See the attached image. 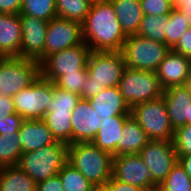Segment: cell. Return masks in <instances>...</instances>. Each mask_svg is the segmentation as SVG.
<instances>
[{"instance_id":"cell-1","label":"cell","mask_w":191,"mask_h":191,"mask_svg":"<svg viewBox=\"0 0 191 191\" xmlns=\"http://www.w3.org/2000/svg\"><path fill=\"white\" fill-rule=\"evenodd\" d=\"M82 28L91 51H121L127 38L109 0L93 1Z\"/></svg>"},{"instance_id":"cell-2","label":"cell","mask_w":191,"mask_h":191,"mask_svg":"<svg viewBox=\"0 0 191 191\" xmlns=\"http://www.w3.org/2000/svg\"><path fill=\"white\" fill-rule=\"evenodd\" d=\"M113 156L93 142L69 144L68 163L93 185H104L112 176Z\"/></svg>"},{"instance_id":"cell-3","label":"cell","mask_w":191,"mask_h":191,"mask_svg":"<svg viewBox=\"0 0 191 191\" xmlns=\"http://www.w3.org/2000/svg\"><path fill=\"white\" fill-rule=\"evenodd\" d=\"M69 144L57 141L41 149L23 153L18 166L36 183L53 177L68 162Z\"/></svg>"},{"instance_id":"cell-4","label":"cell","mask_w":191,"mask_h":191,"mask_svg":"<svg viewBox=\"0 0 191 191\" xmlns=\"http://www.w3.org/2000/svg\"><path fill=\"white\" fill-rule=\"evenodd\" d=\"M41 75L40 63L19 56L0 57V95L12 97Z\"/></svg>"},{"instance_id":"cell-5","label":"cell","mask_w":191,"mask_h":191,"mask_svg":"<svg viewBox=\"0 0 191 191\" xmlns=\"http://www.w3.org/2000/svg\"><path fill=\"white\" fill-rule=\"evenodd\" d=\"M170 50L163 43L135 34L127 36L121 53L127 68L155 72Z\"/></svg>"},{"instance_id":"cell-6","label":"cell","mask_w":191,"mask_h":191,"mask_svg":"<svg viewBox=\"0 0 191 191\" xmlns=\"http://www.w3.org/2000/svg\"><path fill=\"white\" fill-rule=\"evenodd\" d=\"M118 89L130 108L161 97L164 93L156 72L125 68Z\"/></svg>"},{"instance_id":"cell-7","label":"cell","mask_w":191,"mask_h":191,"mask_svg":"<svg viewBox=\"0 0 191 191\" xmlns=\"http://www.w3.org/2000/svg\"><path fill=\"white\" fill-rule=\"evenodd\" d=\"M130 114L146 132L150 140L173 141L174 129L163 96L136 104L131 108Z\"/></svg>"},{"instance_id":"cell-8","label":"cell","mask_w":191,"mask_h":191,"mask_svg":"<svg viewBox=\"0 0 191 191\" xmlns=\"http://www.w3.org/2000/svg\"><path fill=\"white\" fill-rule=\"evenodd\" d=\"M54 83L41 75L36 81L12 96L16 113L24 120L42 119L53 102Z\"/></svg>"},{"instance_id":"cell-9","label":"cell","mask_w":191,"mask_h":191,"mask_svg":"<svg viewBox=\"0 0 191 191\" xmlns=\"http://www.w3.org/2000/svg\"><path fill=\"white\" fill-rule=\"evenodd\" d=\"M91 50L85 42L74 47L55 52L47 56L40 63L41 76L55 82L65 73H78V70L87 68V61Z\"/></svg>"},{"instance_id":"cell-10","label":"cell","mask_w":191,"mask_h":191,"mask_svg":"<svg viewBox=\"0 0 191 191\" xmlns=\"http://www.w3.org/2000/svg\"><path fill=\"white\" fill-rule=\"evenodd\" d=\"M126 68L121 51H91L88 61V75L100 87H118Z\"/></svg>"},{"instance_id":"cell-11","label":"cell","mask_w":191,"mask_h":191,"mask_svg":"<svg viewBox=\"0 0 191 191\" xmlns=\"http://www.w3.org/2000/svg\"><path fill=\"white\" fill-rule=\"evenodd\" d=\"M139 155L144 164L149 167L154 185H160L178 163L173 141L150 140Z\"/></svg>"},{"instance_id":"cell-12","label":"cell","mask_w":191,"mask_h":191,"mask_svg":"<svg viewBox=\"0 0 191 191\" xmlns=\"http://www.w3.org/2000/svg\"><path fill=\"white\" fill-rule=\"evenodd\" d=\"M84 42L82 23L54 18L48 22L44 45V59L55 52L74 47Z\"/></svg>"},{"instance_id":"cell-13","label":"cell","mask_w":191,"mask_h":191,"mask_svg":"<svg viewBox=\"0 0 191 191\" xmlns=\"http://www.w3.org/2000/svg\"><path fill=\"white\" fill-rule=\"evenodd\" d=\"M112 177L142 189L154 186L150 169L139 154L113 156Z\"/></svg>"},{"instance_id":"cell-14","label":"cell","mask_w":191,"mask_h":191,"mask_svg":"<svg viewBox=\"0 0 191 191\" xmlns=\"http://www.w3.org/2000/svg\"><path fill=\"white\" fill-rule=\"evenodd\" d=\"M22 42L20 57L41 63L44 60V45L48 21L33 16H20Z\"/></svg>"},{"instance_id":"cell-15","label":"cell","mask_w":191,"mask_h":191,"mask_svg":"<svg viewBox=\"0 0 191 191\" xmlns=\"http://www.w3.org/2000/svg\"><path fill=\"white\" fill-rule=\"evenodd\" d=\"M102 124V119L87 99L80 98L71 112L72 144L92 142Z\"/></svg>"},{"instance_id":"cell-16","label":"cell","mask_w":191,"mask_h":191,"mask_svg":"<svg viewBox=\"0 0 191 191\" xmlns=\"http://www.w3.org/2000/svg\"><path fill=\"white\" fill-rule=\"evenodd\" d=\"M167 113L174 130L191 122V93L185 85L166 88L163 93Z\"/></svg>"},{"instance_id":"cell-17","label":"cell","mask_w":191,"mask_h":191,"mask_svg":"<svg viewBox=\"0 0 191 191\" xmlns=\"http://www.w3.org/2000/svg\"><path fill=\"white\" fill-rule=\"evenodd\" d=\"M190 67V58L171 49L155 72L162 88L165 90L172 86L185 85L189 76Z\"/></svg>"},{"instance_id":"cell-18","label":"cell","mask_w":191,"mask_h":191,"mask_svg":"<svg viewBox=\"0 0 191 191\" xmlns=\"http://www.w3.org/2000/svg\"><path fill=\"white\" fill-rule=\"evenodd\" d=\"M18 135L22 154L57 142L42 119L23 120Z\"/></svg>"},{"instance_id":"cell-19","label":"cell","mask_w":191,"mask_h":191,"mask_svg":"<svg viewBox=\"0 0 191 191\" xmlns=\"http://www.w3.org/2000/svg\"><path fill=\"white\" fill-rule=\"evenodd\" d=\"M22 42L20 14H0V56H19Z\"/></svg>"},{"instance_id":"cell-20","label":"cell","mask_w":191,"mask_h":191,"mask_svg":"<svg viewBox=\"0 0 191 191\" xmlns=\"http://www.w3.org/2000/svg\"><path fill=\"white\" fill-rule=\"evenodd\" d=\"M89 102L102 120L116 115L130 114L131 110L118 87L104 88L96 96L89 99Z\"/></svg>"},{"instance_id":"cell-21","label":"cell","mask_w":191,"mask_h":191,"mask_svg":"<svg viewBox=\"0 0 191 191\" xmlns=\"http://www.w3.org/2000/svg\"><path fill=\"white\" fill-rule=\"evenodd\" d=\"M130 116L131 114H122L102 120L101 127L92 142L101 150L117 156V146L123 134L122 130Z\"/></svg>"},{"instance_id":"cell-22","label":"cell","mask_w":191,"mask_h":191,"mask_svg":"<svg viewBox=\"0 0 191 191\" xmlns=\"http://www.w3.org/2000/svg\"><path fill=\"white\" fill-rule=\"evenodd\" d=\"M126 36L137 34L144 13L140 0H109Z\"/></svg>"},{"instance_id":"cell-23","label":"cell","mask_w":191,"mask_h":191,"mask_svg":"<svg viewBox=\"0 0 191 191\" xmlns=\"http://www.w3.org/2000/svg\"><path fill=\"white\" fill-rule=\"evenodd\" d=\"M122 137L117 146V156L139 154L150 141L138 122L130 116L124 124Z\"/></svg>"},{"instance_id":"cell-24","label":"cell","mask_w":191,"mask_h":191,"mask_svg":"<svg viewBox=\"0 0 191 191\" xmlns=\"http://www.w3.org/2000/svg\"><path fill=\"white\" fill-rule=\"evenodd\" d=\"M37 183L18 165L0 168V191H36Z\"/></svg>"},{"instance_id":"cell-25","label":"cell","mask_w":191,"mask_h":191,"mask_svg":"<svg viewBox=\"0 0 191 191\" xmlns=\"http://www.w3.org/2000/svg\"><path fill=\"white\" fill-rule=\"evenodd\" d=\"M71 112L47 111L42 118L56 141L72 144Z\"/></svg>"},{"instance_id":"cell-26","label":"cell","mask_w":191,"mask_h":191,"mask_svg":"<svg viewBox=\"0 0 191 191\" xmlns=\"http://www.w3.org/2000/svg\"><path fill=\"white\" fill-rule=\"evenodd\" d=\"M94 0H56L57 17L83 23Z\"/></svg>"},{"instance_id":"cell-27","label":"cell","mask_w":191,"mask_h":191,"mask_svg":"<svg viewBox=\"0 0 191 191\" xmlns=\"http://www.w3.org/2000/svg\"><path fill=\"white\" fill-rule=\"evenodd\" d=\"M169 15H144L137 32L138 35L165 44Z\"/></svg>"},{"instance_id":"cell-28","label":"cell","mask_w":191,"mask_h":191,"mask_svg":"<svg viewBox=\"0 0 191 191\" xmlns=\"http://www.w3.org/2000/svg\"><path fill=\"white\" fill-rule=\"evenodd\" d=\"M18 132L0 134V168L17 165L22 155Z\"/></svg>"},{"instance_id":"cell-29","label":"cell","mask_w":191,"mask_h":191,"mask_svg":"<svg viewBox=\"0 0 191 191\" xmlns=\"http://www.w3.org/2000/svg\"><path fill=\"white\" fill-rule=\"evenodd\" d=\"M20 16L50 21L57 17L56 0H23Z\"/></svg>"},{"instance_id":"cell-30","label":"cell","mask_w":191,"mask_h":191,"mask_svg":"<svg viewBox=\"0 0 191 191\" xmlns=\"http://www.w3.org/2000/svg\"><path fill=\"white\" fill-rule=\"evenodd\" d=\"M58 175L64 191H91L93 187V184L68 162L62 167Z\"/></svg>"},{"instance_id":"cell-31","label":"cell","mask_w":191,"mask_h":191,"mask_svg":"<svg viewBox=\"0 0 191 191\" xmlns=\"http://www.w3.org/2000/svg\"><path fill=\"white\" fill-rule=\"evenodd\" d=\"M161 191H191V178L179 162L160 184Z\"/></svg>"},{"instance_id":"cell-32","label":"cell","mask_w":191,"mask_h":191,"mask_svg":"<svg viewBox=\"0 0 191 191\" xmlns=\"http://www.w3.org/2000/svg\"><path fill=\"white\" fill-rule=\"evenodd\" d=\"M190 28L184 16L177 9H173L168 17L165 45L172 49L184 32Z\"/></svg>"},{"instance_id":"cell-33","label":"cell","mask_w":191,"mask_h":191,"mask_svg":"<svg viewBox=\"0 0 191 191\" xmlns=\"http://www.w3.org/2000/svg\"><path fill=\"white\" fill-rule=\"evenodd\" d=\"M80 98L78 94L63 90L54 84L53 102L48 104V111H72Z\"/></svg>"},{"instance_id":"cell-34","label":"cell","mask_w":191,"mask_h":191,"mask_svg":"<svg viewBox=\"0 0 191 191\" xmlns=\"http://www.w3.org/2000/svg\"><path fill=\"white\" fill-rule=\"evenodd\" d=\"M87 79L88 70L87 68H82L81 70H78V73H65L60 76L54 84L63 90L73 92L81 96L83 85Z\"/></svg>"},{"instance_id":"cell-35","label":"cell","mask_w":191,"mask_h":191,"mask_svg":"<svg viewBox=\"0 0 191 191\" xmlns=\"http://www.w3.org/2000/svg\"><path fill=\"white\" fill-rule=\"evenodd\" d=\"M173 144L177 155L191 154V125L174 130Z\"/></svg>"},{"instance_id":"cell-36","label":"cell","mask_w":191,"mask_h":191,"mask_svg":"<svg viewBox=\"0 0 191 191\" xmlns=\"http://www.w3.org/2000/svg\"><path fill=\"white\" fill-rule=\"evenodd\" d=\"M144 15H169L172 10L171 0H140Z\"/></svg>"},{"instance_id":"cell-37","label":"cell","mask_w":191,"mask_h":191,"mask_svg":"<svg viewBox=\"0 0 191 191\" xmlns=\"http://www.w3.org/2000/svg\"><path fill=\"white\" fill-rule=\"evenodd\" d=\"M23 120L18 113L0 118V134L18 132Z\"/></svg>"},{"instance_id":"cell-38","label":"cell","mask_w":191,"mask_h":191,"mask_svg":"<svg viewBox=\"0 0 191 191\" xmlns=\"http://www.w3.org/2000/svg\"><path fill=\"white\" fill-rule=\"evenodd\" d=\"M172 50L191 59V27L179 38Z\"/></svg>"},{"instance_id":"cell-39","label":"cell","mask_w":191,"mask_h":191,"mask_svg":"<svg viewBox=\"0 0 191 191\" xmlns=\"http://www.w3.org/2000/svg\"><path fill=\"white\" fill-rule=\"evenodd\" d=\"M36 191H64L60 176L57 174L37 183Z\"/></svg>"},{"instance_id":"cell-40","label":"cell","mask_w":191,"mask_h":191,"mask_svg":"<svg viewBox=\"0 0 191 191\" xmlns=\"http://www.w3.org/2000/svg\"><path fill=\"white\" fill-rule=\"evenodd\" d=\"M105 87H100L98 84L92 81V78L88 75V79L85 81L83 85V89L81 92L82 99H91L100 93Z\"/></svg>"},{"instance_id":"cell-41","label":"cell","mask_w":191,"mask_h":191,"mask_svg":"<svg viewBox=\"0 0 191 191\" xmlns=\"http://www.w3.org/2000/svg\"><path fill=\"white\" fill-rule=\"evenodd\" d=\"M23 0H0V14H20Z\"/></svg>"},{"instance_id":"cell-42","label":"cell","mask_w":191,"mask_h":191,"mask_svg":"<svg viewBox=\"0 0 191 191\" xmlns=\"http://www.w3.org/2000/svg\"><path fill=\"white\" fill-rule=\"evenodd\" d=\"M15 113L16 110L12 97H4L0 95V118H7L9 115Z\"/></svg>"},{"instance_id":"cell-43","label":"cell","mask_w":191,"mask_h":191,"mask_svg":"<svg viewBox=\"0 0 191 191\" xmlns=\"http://www.w3.org/2000/svg\"><path fill=\"white\" fill-rule=\"evenodd\" d=\"M106 185L110 188V191H141L142 189L131 184L120 182L114 179L112 176Z\"/></svg>"},{"instance_id":"cell-44","label":"cell","mask_w":191,"mask_h":191,"mask_svg":"<svg viewBox=\"0 0 191 191\" xmlns=\"http://www.w3.org/2000/svg\"><path fill=\"white\" fill-rule=\"evenodd\" d=\"M178 10L181 12L185 18V21H187L191 27V0L182 1V6Z\"/></svg>"},{"instance_id":"cell-45","label":"cell","mask_w":191,"mask_h":191,"mask_svg":"<svg viewBox=\"0 0 191 191\" xmlns=\"http://www.w3.org/2000/svg\"><path fill=\"white\" fill-rule=\"evenodd\" d=\"M178 162L191 178V154L178 155Z\"/></svg>"},{"instance_id":"cell-46","label":"cell","mask_w":191,"mask_h":191,"mask_svg":"<svg viewBox=\"0 0 191 191\" xmlns=\"http://www.w3.org/2000/svg\"><path fill=\"white\" fill-rule=\"evenodd\" d=\"M91 191H110V188L104 184V185H93Z\"/></svg>"},{"instance_id":"cell-47","label":"cell","mask_w":191,"mask_h":191,"mask_svg":"<svg viewBox=\"0 0 191 191\" xmlns=\"http://www.w3.org/2000/svg\"><path fill=\"white\" fill-rule=\"evenodd\" d=\"M182 1H190V0H171L173 9L178 10L182 6Z\"/></svg>"},{"instance_id":"cell-48","label":"cell","mask_w":191,"mask_h":191,"mask_svg":"<svg viewBox=\"0 0 191 191\" xmlns=\"http://www.w3.org/2000/svg\"><path fill=\"white\" fill-rule=\"evenodd\" d=\"M141 191H161V187H160V185H154L149 188H143V189H141Z\"/></svg>"},{"instance_id":"cell-49","label":"cell","mask_w":191,"mask_h":191,"mask_svg":"<svg viewBox=\"0 0 191 191\" xmlns=\"http://www.w3.org/2000/svg\"><path fill=\"white\" fill-rule=\"evenodd\" d=\"M185 86L189 89V92L191 93V67H190L189 76L187 78V82H186Z\"/></svg>"}]
</instances>
